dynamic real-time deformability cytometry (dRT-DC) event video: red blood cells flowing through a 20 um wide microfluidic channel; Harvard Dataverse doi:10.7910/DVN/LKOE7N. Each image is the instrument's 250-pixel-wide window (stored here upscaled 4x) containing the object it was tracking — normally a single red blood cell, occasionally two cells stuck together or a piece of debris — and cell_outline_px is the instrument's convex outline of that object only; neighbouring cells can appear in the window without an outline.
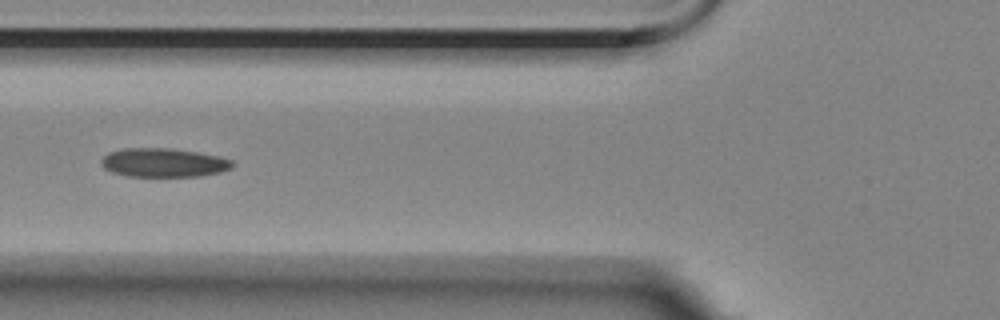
{"species": "Egyptian fruit bat (a non-hibernating species)", "species_latin": "Rousettus aegyptiacus", "temperature_condition": "room temperature", "stored_images_in_passage": 7, "camera_frame_rate_fps": 3000, "um_per_image_px": 0.085, "animal": {"sex": "female"}, "frame": {"image": 1, "passage_image": 5, "time_ms": 4.667, "image_size_px": [1000, 320], "cell_outline_px": [[232, 168], [220, 172], [200, 176], [128, 176], [112, 172], [104, 168], [100, 164], [100, 160], [108, 152], [124, 148], [168, 148], [196, 152], [216, 156], [232, 160]], "centroid_in_image_um": [13.86, 13.82], "position_along_channel_um": 111.9, "area_um2": 21.91}}
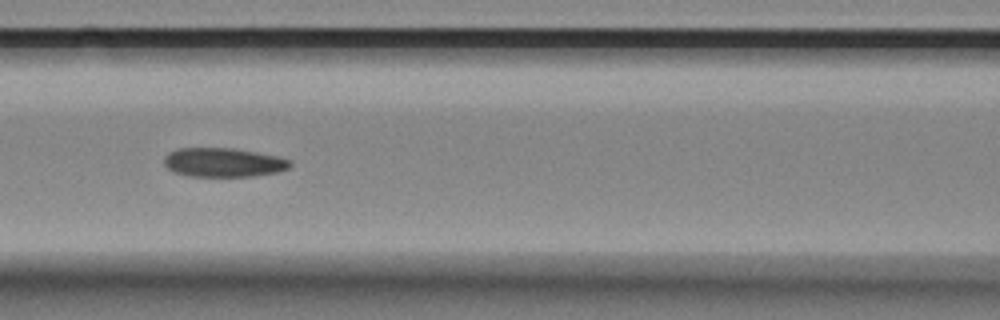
{"frame": {"image": 2, "passage_image": 6, "time_ms": 5.667, "image_size_px": [1000, 320], "cell_outline_px": [[292, 164], [288, 168], [276, 172], [256, 176], [188, 176], [176, 172], [168, 168], [164, 164], [164, 156], [168, 152], [180, 148], [232, 148], [276, 156], [288, 160]], "centroid_in_image_um": [18.95, 13.8], "position_along_channel_um": 147.6, "area_um2": 21.1}}
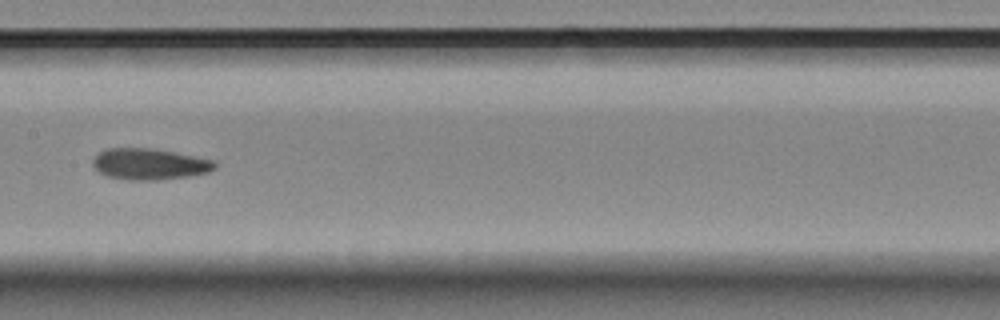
{"frame": {"image": 3, "passage_image": 7, "time_ms": 7.0, "image_size_px": [1000, 320], "cell_outline_px": [[216, 168], [208, 172], [188, 176], [156, 180], [128, 180], [108, 176], [100, 172], [92, 164], [92, 160], [100, 152], [108, 148], [148, 148], [172, 152], [216, 160]], "centroid_in_image_um": [12.72, 13.95], "position_along_channel_um": 194.7, "area_um2": 21.96}}